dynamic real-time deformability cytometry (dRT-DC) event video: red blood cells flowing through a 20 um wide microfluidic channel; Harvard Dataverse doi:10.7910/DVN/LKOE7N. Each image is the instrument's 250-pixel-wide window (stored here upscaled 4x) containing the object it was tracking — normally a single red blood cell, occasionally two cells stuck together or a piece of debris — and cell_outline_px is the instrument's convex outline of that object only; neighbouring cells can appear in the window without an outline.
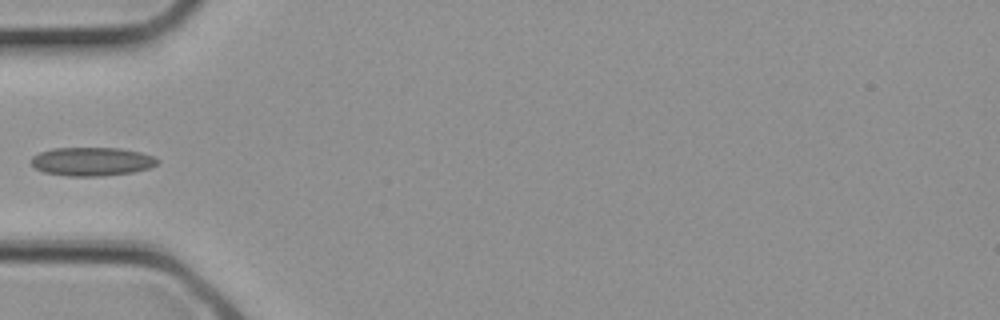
{"species": "common noctule bat (a hibernating species)", "species_latin": "Nyctalus noctula", "temperature_condition": "cold", "stored_images_in_passage": 1, "camera_frame_rate_fps": 3000, "um_per_image_px": 0.085, "animal": {"sex": "female", "body_mass_g": 21.9}, "frame": {"image": 1, "passage_image": 1, "time_ms": 0.0, "image_size_px": [1000, 320], "cell_outline_px": [[160, 160], [156, 164], [148, 168], [132, 172], [100, 176], [68, 176], [44, 172], [36, 168], [28, 160], [32, 156], [40, 152], [52, 148], [120, 148], [140, 152], [152, 156]], "centroid_in_image_um": [7.77, 13.72], "position_along_channel_um": 77.2, "area_um2": 20.98}}